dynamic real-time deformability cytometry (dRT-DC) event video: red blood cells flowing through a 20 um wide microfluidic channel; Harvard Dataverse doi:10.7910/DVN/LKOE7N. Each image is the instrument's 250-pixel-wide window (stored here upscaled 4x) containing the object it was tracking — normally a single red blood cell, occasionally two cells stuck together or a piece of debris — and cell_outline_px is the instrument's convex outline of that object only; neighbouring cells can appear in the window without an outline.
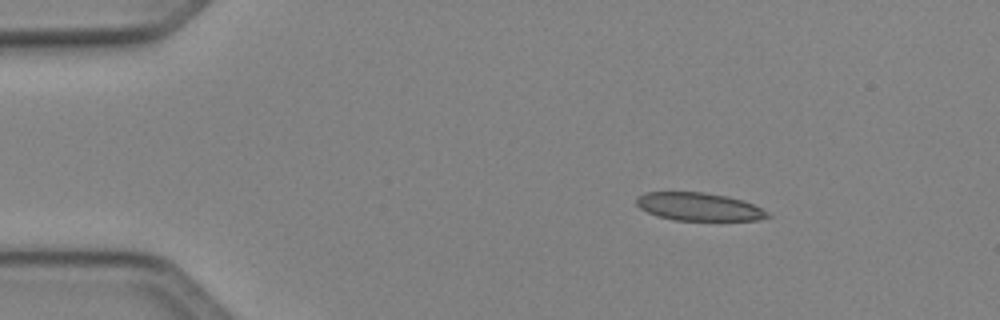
{"species": "Egyptian fruit bat (a non-hibernating species)", "species_latin": "Rousettus aegyptiacus", "temperature_condition": "cold", "stored_images_in_passage": 43, "camera_frame_rate_fps": 3000, "um_per_image_px": 0.085, "animal": {"sex": "female"}, "frame": {"image": 1, "passage_image": 1, "time_ms": 0.0, "image_size_px": [1000, 320], "cell_outline_px": [[772, 216], [760, 220], [672, 220], [656, 216], [640, 208], [636, 204], [636, 196], [644, 192], [704, 192], [728, 196], [744, 200], [768, 212]], "centroid_in_image_um": [59.39, 17.57], "position_along_channel_um": 25.6, "area_um2": 21.56}}
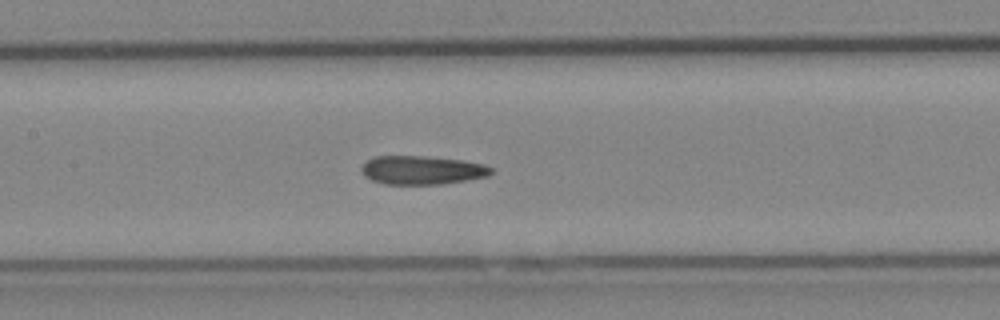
{"frame": {"image": 2, "passage_image": 17, "time_ms": 5.333, "image_size_px": [1000, 320], "cell_outline_px": [[492, 172], [488, 176], [468, 180], [440, 184], [384, 184], [372, 180], [364, 176], [360, 168], [368, 160], [376, 156], [424, 156], [460, 160], [484, 164], [492, 168]], "centroid_in_image_um": [35.86, 14.46], "position_along_channel_um": 171.5, "area_um2": 21.56}}
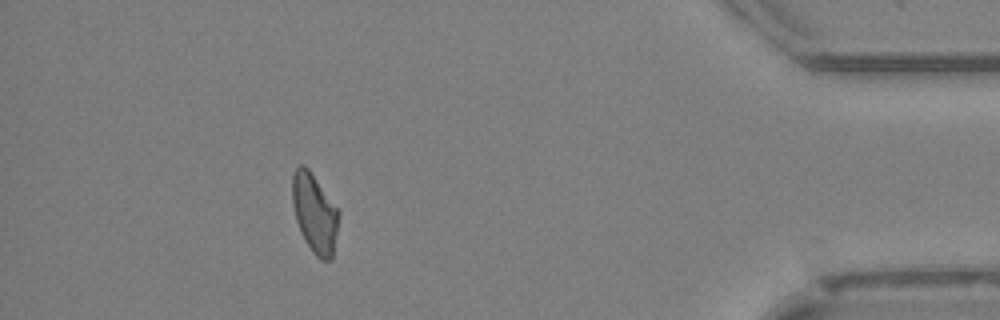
{"frame": {"image": 3, "passage_image": 38, "time_ms": 12.333, "image_size_px": [1000, 320], "cell_outline_px": [[340, 212], [332, 260], [320, 260], [312, 252], [300, 232], [296, 220], [292, 204], [292, 176], [296, 168], [300, 164], [304, 164], [308, 168]], "centroid_in_image_um": [26.73, 18.14], "position_along_channel_um": 408.5, "area_um2": 21.39}, "authors_computed_cell_mechanics": {"area_um2": 21.7328, "velocity_mm_per_s": 4.1145, "shape_relaxation_time_tau1_ms": null, "shape_relaxation_time_tau2_ms": 4.7131, "deformation_change_tau1": null, "deformation_change_tau2": 0.1407}}